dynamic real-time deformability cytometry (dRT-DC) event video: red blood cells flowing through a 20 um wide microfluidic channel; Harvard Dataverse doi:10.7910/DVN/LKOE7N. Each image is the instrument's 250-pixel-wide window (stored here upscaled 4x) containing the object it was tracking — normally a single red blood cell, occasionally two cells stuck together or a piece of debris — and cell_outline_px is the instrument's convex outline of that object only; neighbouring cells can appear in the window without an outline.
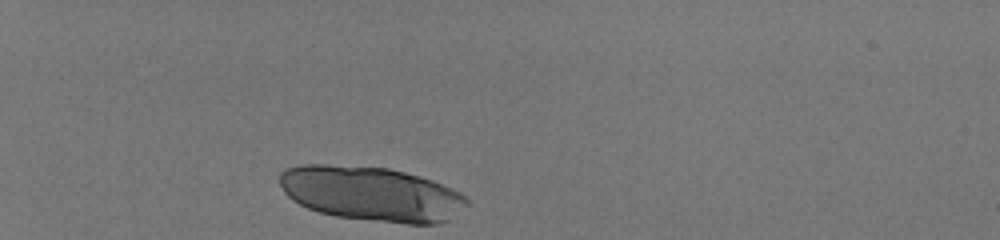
{"species": "human", "species_latin": "Homo sapiens", "temperature_condition": "room temperature", "stored_images_in_passage": 33, "camera_frame_rate_fps": 3000, "um_per_image_px": 0.085, "donor": {"sex": "male"}, "frame": {"image": 1, "passage_image": 1, "time_ms": 0.0, "image_size_px": [1000, 240], "cell_outline_px": [[468, 204], [448, 220], [436, 224], [408, 224], [336, 216], [320, 212], [308, 208], [292, 200], [284, 192], [280, 184], [280, 172], [284, 168], [300, 164], [324, 164], [388, 168], [404, 172], [432, 180], [460, 192], [468, 200]], "centroid_in_image_um": [31.54, 16.46], "position_along_channel_um": 53.5, "area_um2": 59.42}}